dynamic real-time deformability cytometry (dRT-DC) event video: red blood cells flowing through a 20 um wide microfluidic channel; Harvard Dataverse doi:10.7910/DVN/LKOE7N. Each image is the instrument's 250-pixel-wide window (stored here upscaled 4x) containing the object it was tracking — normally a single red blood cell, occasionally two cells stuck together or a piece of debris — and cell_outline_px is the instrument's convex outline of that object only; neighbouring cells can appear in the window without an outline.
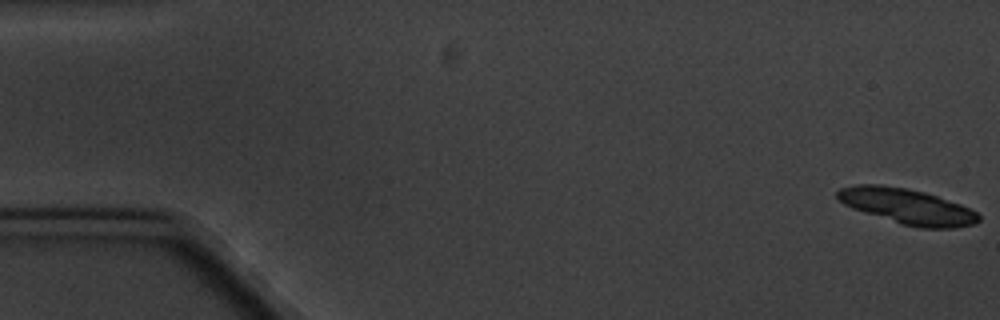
{"species": "common noctule bat (a hibernating species)", "species_latin": "Nyctalus noctula", "temperature_condition": "cold", "stored_images_in_passage": 6, "camera_frame_rate_fps": 3000, "um_per_image_px": 0.085, "animal": {"sex": "male", "body_mass_g": 20.1, "forearm_length_mm": 53.5}, "frame": {"image": 1, "passage_image": 1, "time_ms": 0.0, "image_size_px": [1000, 320], "cell_outline_px": [[980, 220], [976, 224], [952, 228], [920, 228], [900, 224], [852, 208], [844, 204], [836, 196], [836, 192], [840, 188], [856, 184], [880, 184], [908, 188], [924, 192], [960, 204], [976, 212], [980, 216]], "centroid_in_image_um": [77.1, 17.54], "position_along_channel_um": 7.9, "area_um2": 29.13}}